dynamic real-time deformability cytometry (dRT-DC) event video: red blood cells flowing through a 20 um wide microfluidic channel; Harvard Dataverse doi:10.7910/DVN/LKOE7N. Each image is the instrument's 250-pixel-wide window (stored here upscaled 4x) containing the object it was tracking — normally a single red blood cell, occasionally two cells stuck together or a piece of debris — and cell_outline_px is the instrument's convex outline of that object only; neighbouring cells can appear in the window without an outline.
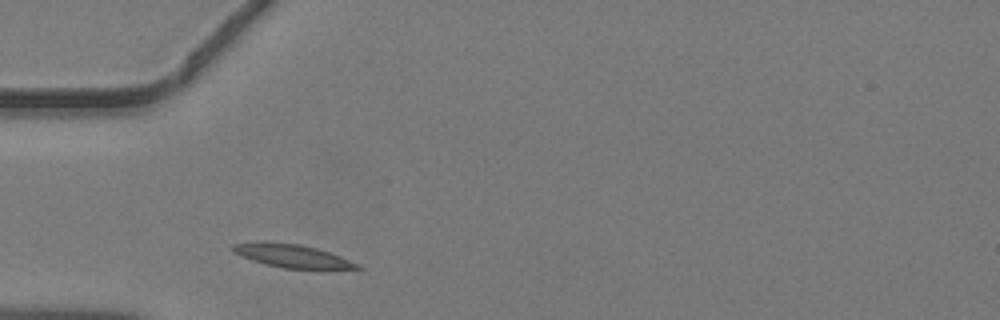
{"species": "common noctule bat (a hibernating species)", "species_latin": "Nyctalus noctula", "temperature_condition": "warm", "stored_images_in_passage": 33, "camera_frame_rate_fps": 3000, "um_per_image_px": 0.085, "animal": {"sex": "male", "body_mass_g": 19.2, "forearm_length_mm": 51.8}, "frame": {"image": 1, "passage_image": 1, "time_ms": 0.0, "image_size_px": [1000, 320], "cell_outline_px": [[364, 268], [284, 268], [264, 264], [252, 260], [232, 252], [232, 244], [256, 240], [264, 240], [300, 244], [316, 248], [340, 256], [360, 264]], "centroid_in_image_um": [24.73, 21.71], "position_along_channel_um": 60.3, "area_um2": 16.88}}
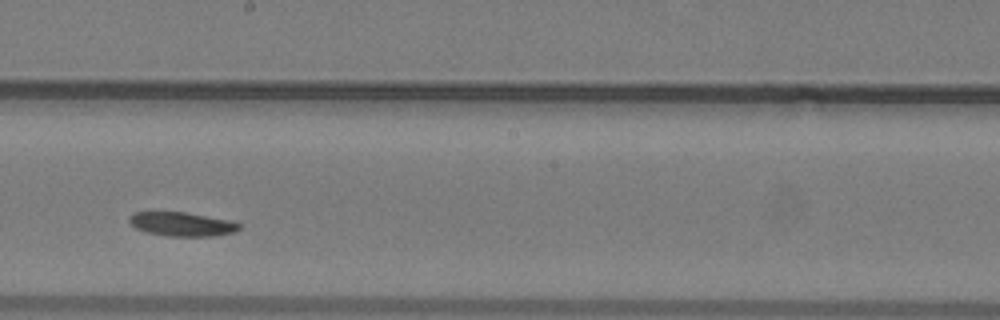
{"frame": {"image": 2, "passage_image": 13, "time_ms": 4.0, "image_size_px": [1000, 320], "cell_outline_px": [[240, 228], [236, 232], [212, 236], [168, 236], [144, 232], [136, 228], [128, 220], [128, 216], [132, 212], [184, 212], [232, 220], [240, 224]], "centroid_in_image_um": [15.46, 19.05], "position_along_channel_um": 232.7, "area_um2": 15.49}}
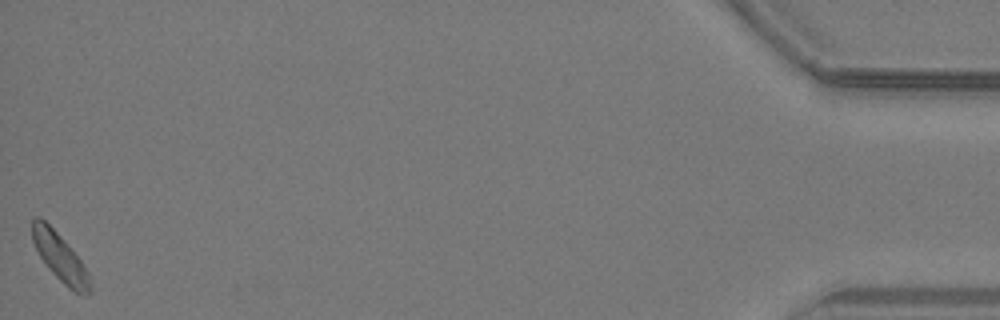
{"frame": {"image": 3, "passage_image": 33, "time_ms": 10.667, "image_size_px": [1000, 320], "cell_outline_px": [[92, 292], [88, 296], [76, 292], [68, 288], [48, 268], [40, 256], [32, 240], [32, 220], [36, 216], [40, 216], [64, 240], [80, 260], [88, 272], [92, 284]], "centroid_in_image_um": [5.13, 21.91], "position_along_channel_um": 430.1, "area_um2": 16.01}}